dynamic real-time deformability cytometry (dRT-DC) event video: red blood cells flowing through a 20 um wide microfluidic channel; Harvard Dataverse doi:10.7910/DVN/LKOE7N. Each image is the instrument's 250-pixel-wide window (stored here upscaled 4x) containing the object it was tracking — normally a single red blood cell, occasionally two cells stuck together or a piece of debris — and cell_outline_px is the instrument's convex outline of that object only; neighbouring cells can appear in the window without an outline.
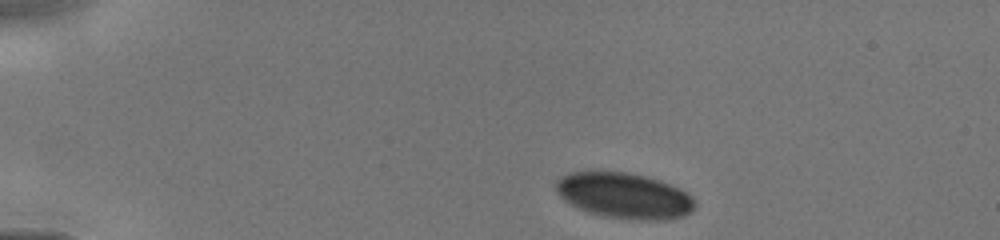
{"species": "human", "species_latin": "Homo sapiens", "temperature_condition": "cold", "stored_images_in_passage": 5, "camera_frame_rate_fps": 3000, "um_per_image_px": 0.085, "donor": {"sex": "male"}, "frame": {"image": 1, "passage_image": 1, "time_ms": 0.0, "image_size_px": [1000, 240], "cell_outline_px": [[696, 204], [692, 212], [684, 216], [668, 220], [632, 220], [604, 216], [588, 212], [564, 200], [556, 192], [556, 180], [568, 172], [588, 168], [600, 168], [628, 172], [660, 180], [680, 188], [692, 196]], "centroid_in_image_um": [53.03, 16.58], "position_along_channel_um": 32.0, "area_um2": 38.21}}
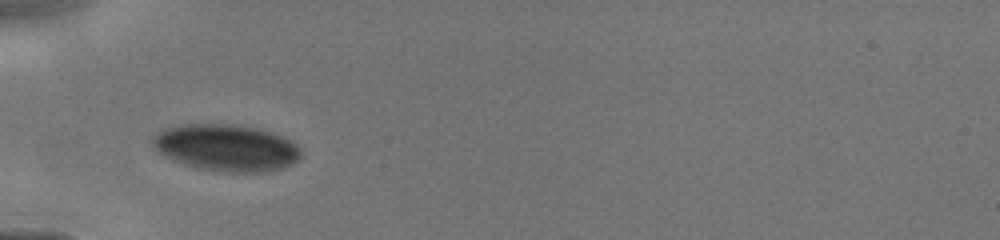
{"frame": {"image": 2, "passage_image": 4, "time_ms": 2.333, "image_size_px": [1000, 240], "cell_outline_px": [[300, 156], [292, 164], [284, 168], [264, 172], [224, 172], [196, 168], [184, 164], [164, 156], [152, 148], [152, 136], [164, 128], [180, 124], [232, 124], [260, 128], [272, 132], [296, 144], [300, 148]], "centroid_in_image_um": [19.19, 12.55], "position_along_channel_um": 65.8, "area_um2": 40.69}}